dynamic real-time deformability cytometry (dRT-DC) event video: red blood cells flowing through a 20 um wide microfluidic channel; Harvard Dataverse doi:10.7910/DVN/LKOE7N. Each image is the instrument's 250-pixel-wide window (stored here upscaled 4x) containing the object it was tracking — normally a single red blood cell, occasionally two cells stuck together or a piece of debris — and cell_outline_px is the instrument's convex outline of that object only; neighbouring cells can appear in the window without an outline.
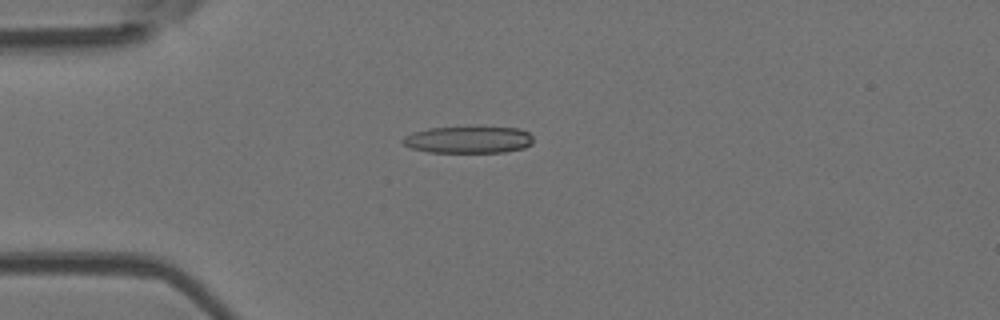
{"species": "Egyptian fruit bat (a non-hibernating species)", "species_latin": "Rousettus aegyptiacus", "temperature_condition": "room temperature", "stored_images_in_passage": 52, "camera_frame_rate_fps": 3000, "um_per_image_px": 0.085, "animal": {"sex": "female"}, "frame": {"image": 1, "passage_image": 14, "time_ms": 4.333, "image_size_px": [1000, 320], "cell_outline_px": [[532, 144], [524, 148], [504, 152], [428, 152], [412, 148], [404, 144], [400, 140], [404, 136], [412, 132], [428, 128], [516, 128], [528, 132], [532, 136]], "centroid_in_image_um": [39.79, 11.89], "position_along_channel_um": 45.2, "area_um2": 20.17}}
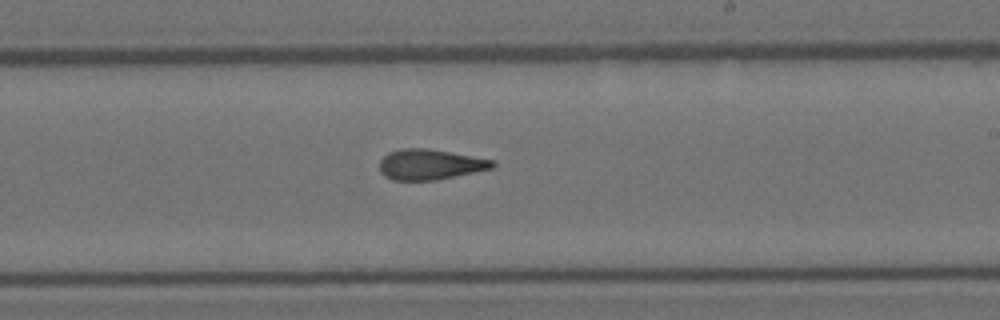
{"frame": {"image": 2, "passage_image": 31, "time_ms": 10.0, "image_size_px": [1000, 320], "cell_outline_px": [[496, 164], [492, 168], [436, 180], [392, 180], [384, 176], [380, 172], [380, 160], [388, 152], [400, 148], [428, 148], [496, 160]], "centroid_in_image_um": [36.54, 13.97], "position_along_channel_um": 252.5, "area_um2": 20.11}}
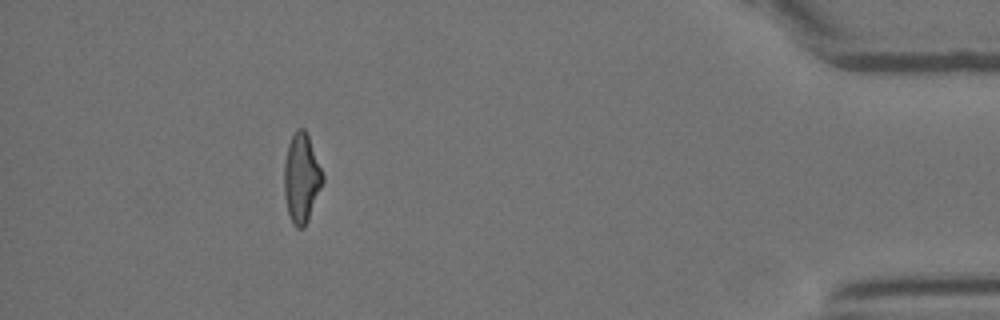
{"frame": {"image": 3, "passage_image": 47, "time_ms": 15.333, "image_size_px": [1000, 320], "cell_outline_px": [[324, 180], [308, 220], [304, 228], [296, 228], [292, 224], [288, 212], [284, 196], [284, 164], [288, 144], [296, 128], [304, 128], [308, 136], [324, 176]], "centroid_in_image_um": [25.61, 15.16], "position_along_channel_um": 409.6, "area_um2": 19.94}, "authors_computed_cell_mechanics": {"area_um2": 20.3745, "velocity_mm_per_s": 3.9865, "shape_relaxation_time_tau1_ms": 8.1262, "shape_relaxation_time_tau2_ms": 2.6809, "deformation_change_tau1": 0.2311, "deformation_change_tau2": 0.1293}}